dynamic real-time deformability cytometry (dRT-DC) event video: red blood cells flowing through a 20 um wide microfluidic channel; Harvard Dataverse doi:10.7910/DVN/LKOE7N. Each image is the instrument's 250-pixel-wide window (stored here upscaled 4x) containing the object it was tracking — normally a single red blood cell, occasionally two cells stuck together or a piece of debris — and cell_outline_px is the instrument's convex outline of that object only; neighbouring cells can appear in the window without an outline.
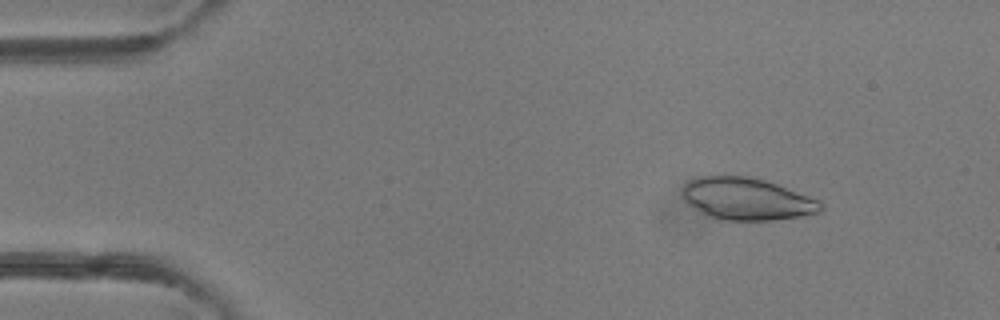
{"species": "common noctule bat (a hibernating species)", "species_latin": "Nyctalus noctula", "temperature_condition": "room temperature", "stored_images_in_passage": 4, "camera_frame_rate_fps": 3000, "um_per_image_px": 0.085, "animal": {"sex": "female"}, "frame": {"image": 1, "passage_image": 2, "time_ms": 0.333, "image_size_px": [1000, 320], "cell_outline_px": [[824, 208], [820, 212], [800, 216], [772, 220], [720, 220], [708, 216], [700, 212], [688, 204], [684, 200], [684, 184], [688, 180], [700, 176], [724, 172], [748, 176], [764, 180], [776, 184], [820, 200], [824, 204]], "centroid_in_image_um": [63.45, 16.87], "position_along_channel_um": 21.6, "area_um2": 34.62}}